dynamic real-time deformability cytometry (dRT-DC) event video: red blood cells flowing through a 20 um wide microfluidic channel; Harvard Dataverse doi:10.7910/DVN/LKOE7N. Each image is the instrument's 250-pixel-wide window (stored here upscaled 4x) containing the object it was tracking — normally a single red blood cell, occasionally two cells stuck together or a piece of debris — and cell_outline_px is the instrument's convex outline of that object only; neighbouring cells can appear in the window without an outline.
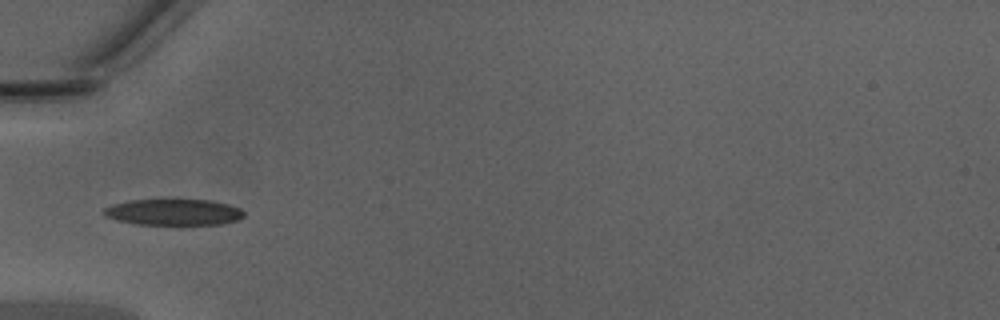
{"species": "Egyptian fruit bat (a non-hibernating species)", "species_latin": "Rousettus aegyptiacus", "temperature_condition": "warm", "stored_images_in_passage": 32, "camera_frame_rate_fps": 3000, "um_per_image_px": 0.085, "animal": {"sex": "male"}, "frame": {"image": 1, "passage_image": 1, "time_ms": 0.0, "image_size_px": [1000, 320], "cell_outline_px": [[244, 216], [236, 220], [220, 224], [136, 224], [116, 220], [104, 216], [104, 208], [112, 204], [128, 200], [212, 200], [228, 204], [240, 208], [244, 212]], "centroid_in_image_um": [14.73, 18.03], "position_along_channel_um": 70.3, "area_um2": 21.27}}
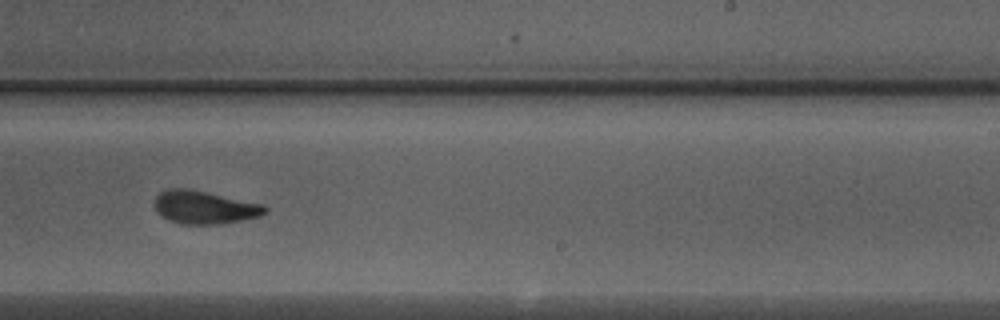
{"frame": {"image": 2, "passage_image": 15, "time_ms": 4.667, "image_size_px": [1000, 320], "cell_outline_px": [[268, 208], [260, 216], [244, 220], [220, 224], [184, 224], [160, 216], [156, 212], [152, 204], [156, 196], [160, 192], [168, 188], [192, 188], [264, 204]], "centroid_in_image_um": [17.35, 17.6], "position_along_channel_um": 271.6, "area_um2": 21.68}}
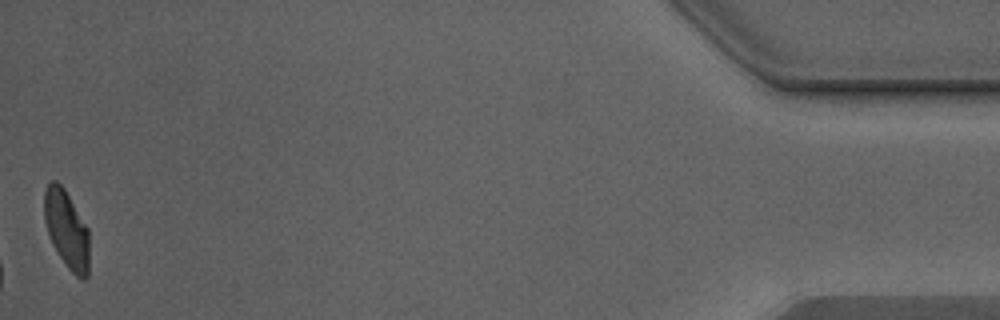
{"frame": {"image": 3, "passage_image": 32, "time_ms": 10.333, "image_size_px": [1000, 320], "cell_outline_px": [[88, 276], [84, 280], [80, 280], [68, 268], [60, 256], [48, 232], [44, 220], [44, 192], [48, 184], [52, 180], [56, 180], [64, 188], [88, 228]], "centroid_in_image_um": [5.67, 19.49], "position_along_channel_um": 429.5, "area_um2": 20.11}, "authors_computed_cell_mechanics": {"area_um2": 21.3282, "velocity_mm_per_s": 4.3335, "shape_relaxation_time_tau1_ms": 2.3878, "shape_relaxation_time_tau2_ms": 1.2489, "deformation_change_tau1": 0.1563, "deformation_change_tau2": 0.0898}}